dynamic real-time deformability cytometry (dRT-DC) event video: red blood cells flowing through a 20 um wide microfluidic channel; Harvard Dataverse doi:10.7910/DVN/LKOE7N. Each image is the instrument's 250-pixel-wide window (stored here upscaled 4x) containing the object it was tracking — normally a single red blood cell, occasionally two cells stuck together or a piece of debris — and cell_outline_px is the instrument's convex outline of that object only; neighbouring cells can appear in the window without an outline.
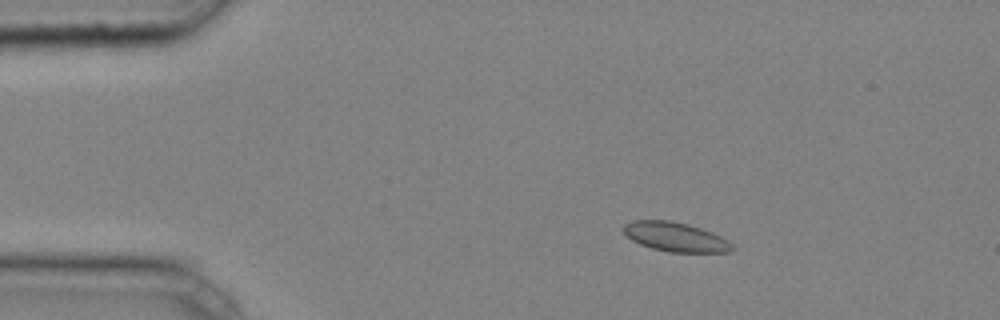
{"species": "common noctule bat (a hibernating species)", "species_latin": "Nyctalus noctula", "temperature_condition": "cold", "stored_images_in_passage": 5, "camera_frame_rate_fps": 3000, "um_per_image_px": 0.085, "animal": {"sex": "male", "body_mass_g": 20.4}, "frame": {"image": 1, "passage_image": 2, "time_ms": 0.333, "image_size_px": [1000, 320], "cell_outline_px": [[732, 252], [668, 252], [652, 248], [640, 244], [632, 240], [624, 232], [624, 224], [632, 220], [672, 220], [688, 224], [712, 232], [728, 240], [732, 244]], "centroid_in_image_um": [57.41, 20.13], "position_along_channel_um": 27.6, "area_um2": 18.5}}
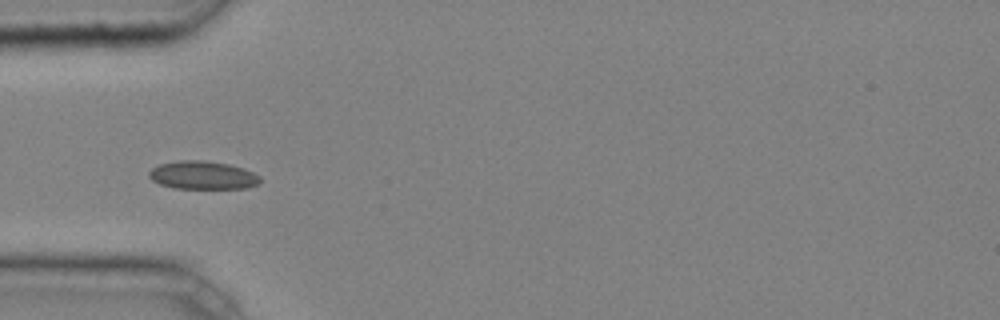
{"frame": {"image": 2, "passage_image": 4, "time_ms": 1.0, "image_size_px": [1000, 320], "cell_outline_px": [[260, 184], [248, 188], [172, 188], [160, 184], [152, 180], [148, 176], [148, 172], [152, 168], [160, 164], [180, 160], [204, 160], [228, 164], [244, 168], [260, 176]], "centroid_in_image_um": [17.24, 14.89], "position_along_channel_um": 67.8, "area_um2": 18.32}}
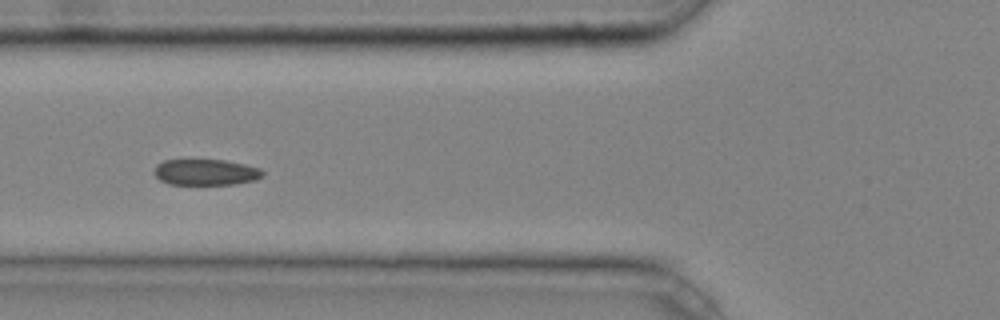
{"frame": {"image": 3, "passage_image": 5, "time_ms": 1.333, "image_size_px": [1000, 320], "cell_outline_px": [[264, 176], [256, 180], [232, 184], [168, 184], [160, 180], [156, 176], [156, 164], [164, 160], [180, 156], [188, 156], [224, 160], [244, 164], [260, 168], [264, 172]], "centroid_in_image_um": [17.45, 14.57], "position_along_channel_um": 108.4, "area_um2": 17.34}}